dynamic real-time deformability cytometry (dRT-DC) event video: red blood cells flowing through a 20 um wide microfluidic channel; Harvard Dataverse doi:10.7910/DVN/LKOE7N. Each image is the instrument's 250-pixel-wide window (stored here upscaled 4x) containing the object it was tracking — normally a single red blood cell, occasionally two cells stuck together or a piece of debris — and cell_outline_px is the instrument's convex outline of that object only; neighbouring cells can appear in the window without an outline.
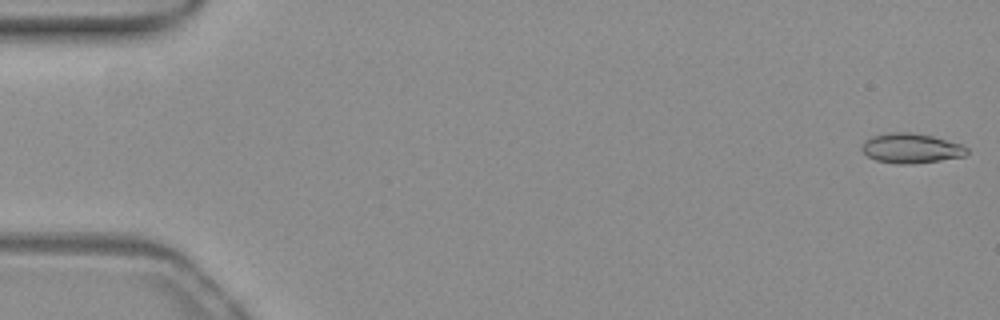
{"species": "common noctule bat (a hibernating species)", "species_latin": "Nyctalus noctula", "temperature_condition": "warm", "stored_images_in_passage": 53, "camera_frame_rate_fps": 3000, "um_per_image_px": 0.085, "animal": {"sex": "female", "body_mass_g": 19.3, "forearm_length_mm": 54.1}, "frame": {"image": 1, "passage_image": 1, "time_ms": 0.0, "image_size_px": [1000, 320], "cell_outline_px": [[968, 152], [964, 156], [940, 160], [912, 164], [896, 164], [876, 160], [868, 156], [860, 148], [864, 140], [872, 136], [892, 132], [912, 132], [932, 136], [964, 144], [968, 148]], "centroid_in_image_um": [77.45, 12.6], "position_along_channel_um": 7.5, "area_um2": 18.38}}
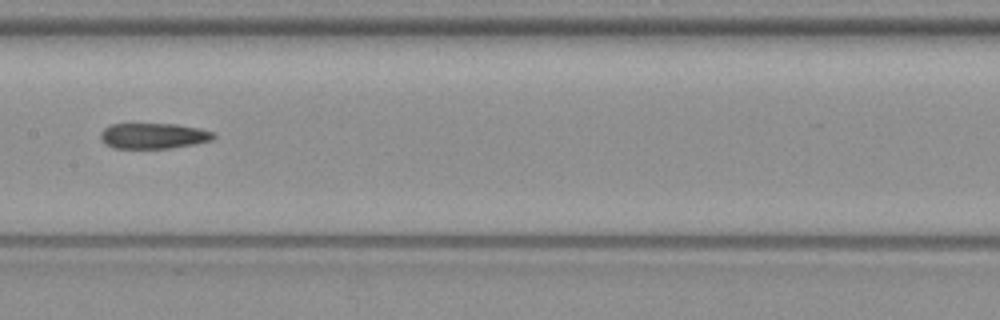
{"frame": {"image": 2, "passage_image": 27, "time_ms": 8.667, "image_size_px": [1000, 320], "cell_outline_px": [[216, 136], [212, 140], [196, 144], [172, 148], [112, 148], [104, 144], [100, 140], [100, 132], [104, 128], [112, 124], [176, 124], [200, 128], [212, 132]], "centroid_in_image_um": [13.03, 11.55], "position_along_channel_um": 194.4, "area_um2": 17.05}}
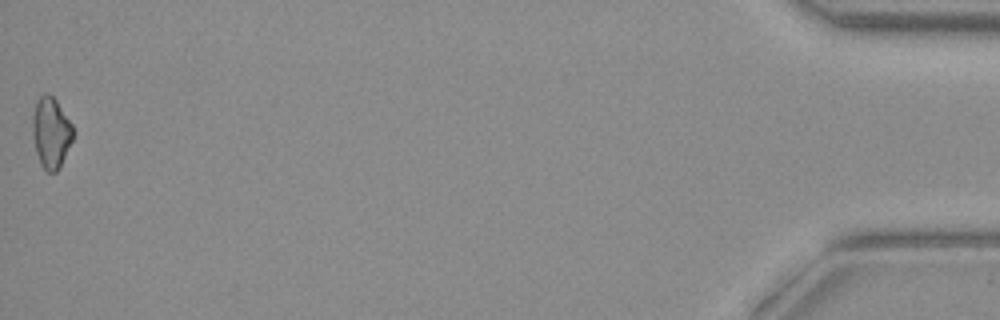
{"frame": {"image": 3, "passage_image": 53, "time_ms": 17.333, "image_size_px": [1000, 320], "cell_outline_px": [[72, 140], [56, 172], [48, 172], [40, 164], [36, 152], [32, 136], [32, 116], [36, 100], [44, 92], [48, 92], [56, 100], [72, 124]], "centroid_in_image_um": [4.29, 11.23], "position_along_channel_um": 430.9, "area_um2": 16.59}, "authors_computed_cell_mechanics": {"area_um2": 17.5134, "velocity_mm_per_s": 3.911, "shape_relaxation_time_tau1_ms": null, "shape_relaxation_time_tau2_ms": 9.4756, "deformation_change_tau1": null, "deformation_change_tau2": 0.2158}}